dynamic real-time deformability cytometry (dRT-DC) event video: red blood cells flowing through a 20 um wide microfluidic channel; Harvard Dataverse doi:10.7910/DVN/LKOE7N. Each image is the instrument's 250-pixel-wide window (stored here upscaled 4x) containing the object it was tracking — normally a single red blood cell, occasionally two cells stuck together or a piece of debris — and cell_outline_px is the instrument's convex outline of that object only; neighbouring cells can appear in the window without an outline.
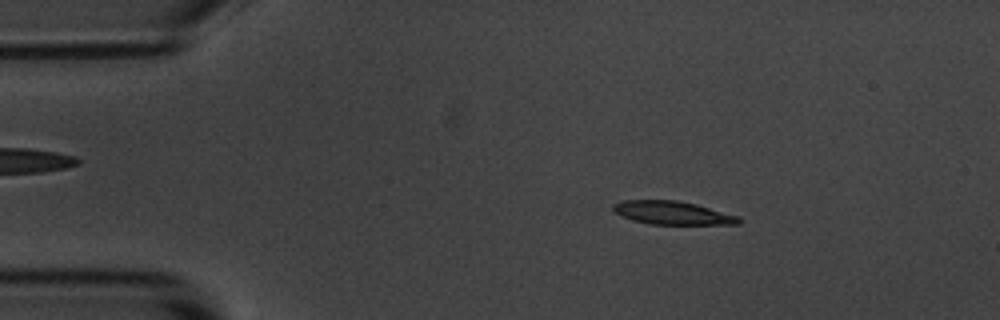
{"species": "common noctule bat (a hibernating species)", "species_latin": "Nyctalus noctula", "temperature_condition": "room temperature", "stored_images_in_passage": 53, "camera_frame_rate_fps": 3000, "um_per_image_px": 0.085, "animal": {"sex": "male", "body_mass_g": 20.1, "forearm_length_mm": 53.5}, "frame": {"image": 1, "passage_image": 8, "time_ms": 2.333, "image_size_px": [1000, 320], "cell_outline_px": [[740, 224], [648, 224], [632, 220], [620, 216], [612, 208], [612, 204], [624, 200], [676, 200], [696, 204], [740, 216]], "centroid_in_image_um": [57.14, 18.09], "position_along_channel_um": 27.9, "area_um2": 17.11}}
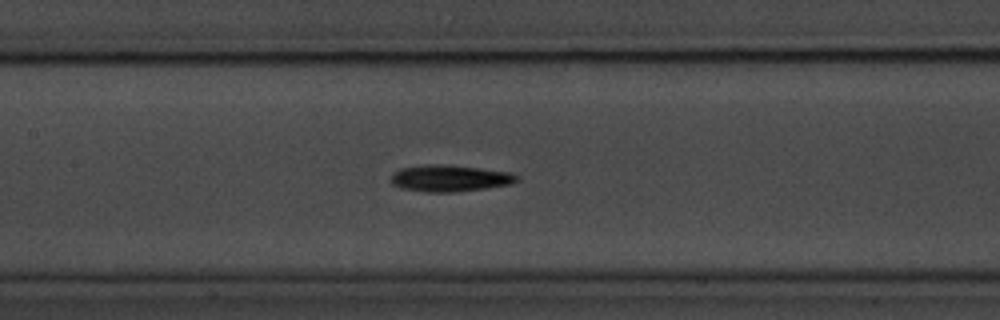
{"frame": {"image": 2, "passage_image": 24, "time_ms": 7.667, "image_size_px": [1000, 320], "cell_outline_px": [[520, 180], [512, 184], [488, 188], [452, 192], [428, 192], [400, 188], [392, 184], [392, 172], [400, 168], [424, 164], [448, 164], [480, 168], [508, 172], [516, 176]], "centroid_in_image_um": [38.21, 15.14], "position_along_channel_um": 169.2, "area_um2": 19.65}}
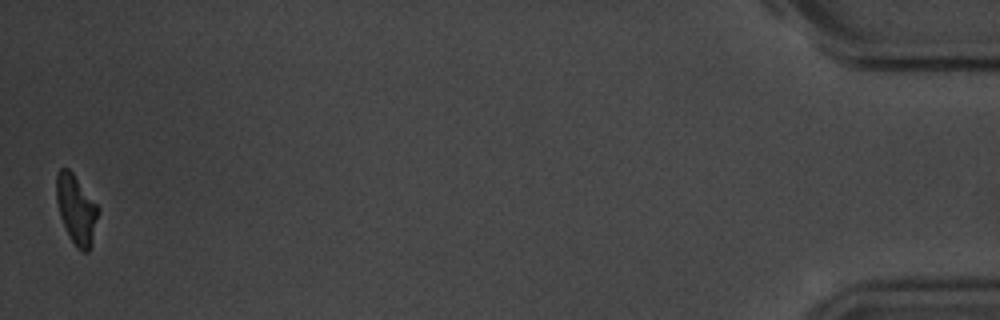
{"frame": {"image": 3, "passage_image": 53, "time_ms": 17.333, "image_size_px": [1000, 320], "cell_outline_px": [[100, 212], [88, 252], [80, 252], [76, 248], [60, 216], [56, 200], [56, 172], [60, 168], [68, 168], [72, 172], [100, 208]], "centroid_in_image_um": [6.49, 17.78], "position_along_channel_um": 428.7, "area_um2": 16.76}, "authors_computed_cell_mechanics": {"area_um2": 17.918, "velocity_mm_per_s": 3.6539, "shape_relaxation_time_tau1_ms": 3.8062, "shape_relaxation_time_tau2_ms": null, "deformation_change_tau1": 0.1317, "deformation_change_tau2": null}}